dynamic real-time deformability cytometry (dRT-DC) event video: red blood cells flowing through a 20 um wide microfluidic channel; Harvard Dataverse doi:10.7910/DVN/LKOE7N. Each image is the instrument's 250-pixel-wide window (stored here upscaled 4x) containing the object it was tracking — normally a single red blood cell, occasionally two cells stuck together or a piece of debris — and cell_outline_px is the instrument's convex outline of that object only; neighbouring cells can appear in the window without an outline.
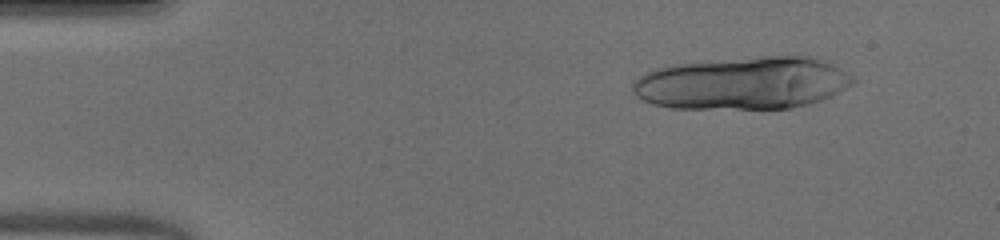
{"species": "human", "species_latin": "Homo sapiens", "temperature_condition": "warm", "stored_images_in_passage": 16, "camera_frame_rate_fps": 3000, "um_per_image_px": 0.085, "donor": {"sex": "male"}, "frame": {"image": 1, "passage_image": 5, "time_ms": 1.333, "image_size_px": [1000, 240], "cell_outline_px": [[856, 80], [852, 84], [820, 100], [808, 104], [792, 108], [672, 108], [652, 104], [636, 96], [632, 92], [632, 84], [644, 72], [656, 68], [672, 64], [760, 56], [816, 56], [840, 68], [852, 76]], "centroid_in_image_um": [63.11, 7.05], "position_along_channel_um": 21.9, "area_um2": 67.45}}